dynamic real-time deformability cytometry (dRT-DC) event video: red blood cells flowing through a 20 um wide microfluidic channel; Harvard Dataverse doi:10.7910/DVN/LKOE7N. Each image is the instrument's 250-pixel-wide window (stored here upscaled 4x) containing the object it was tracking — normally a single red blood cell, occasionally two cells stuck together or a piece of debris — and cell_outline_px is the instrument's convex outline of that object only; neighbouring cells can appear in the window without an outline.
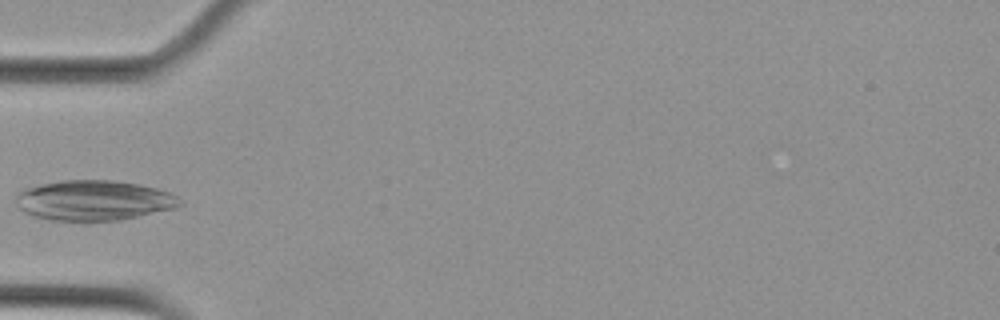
{"species": "Egyptian fruit bat (a non-hibernating species)", "species_latin": "Rousettus aegyptiacus", "temperature_condition": "cold", "stored_images_in_passage": 3, "camera_frame_rate_fps": 3000, "um_per_image_px": 0.085, "animal": {"sex": "female"}, "frame": {"image": 1, "passage_image": 3, "time_ms": 0.667, "image_size_px": [1000, 320], "cell_outline_px": [[184, 204], [176, 208], [120, 220], [52, 220], [32, 216], [24, 212], [16, 204], [16, 192], [24, 188], [60, 180], [112, 180], [140, 184], [156, 188], [168, 192], [184, 200]], "centroid_in_image_um": [7.98, 17.02], "position_along_channel_um": 77.0, "area_um2": 38.55}}